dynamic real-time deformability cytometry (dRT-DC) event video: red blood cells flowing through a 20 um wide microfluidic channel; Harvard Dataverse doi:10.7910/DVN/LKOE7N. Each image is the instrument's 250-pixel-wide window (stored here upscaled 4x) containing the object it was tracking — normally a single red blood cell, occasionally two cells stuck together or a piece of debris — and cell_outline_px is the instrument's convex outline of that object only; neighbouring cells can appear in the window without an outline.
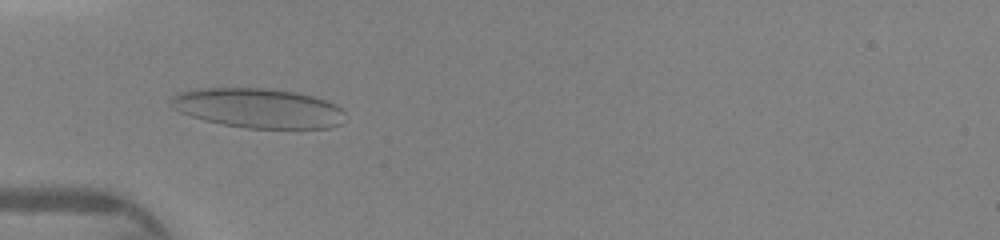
{"species": "human", "species_latin": "Homo sapiens", "temperature_condition": "warm", "stored_images_in_passage": 46, "camera_frame_rate_fps": 3000, "um_per_image_px": 0.085, "donor": {"sex": "female"}, "frame": {"image": 1, "passage_image": 15, "time_ms": 4.667, "image_size_px": [1000, 240], "cell_outline_px": [[344, 112], [340, 124], [332, 128], [244, 128], [220, 124], [204, 120], [180, 112], [168, 100], [176, 92], [196, 88], [268, 88], [296, 92], [316, 96], [328, 100], [336, 104]], "centroid_in_image_um": [21.94, 9.18], "position_along_channel_um": 63.1, "area_um2": 40.58}}
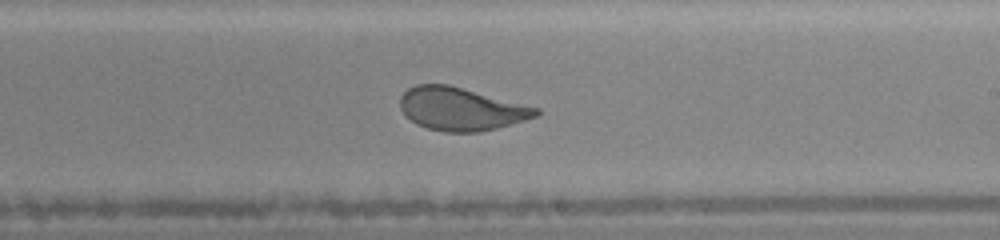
{"frame": {"image": 2, "passage_image": 28, "time_ms": 9.0, "image_size_px": [1000, 240], "cell_outline_px": [[540, 116], [496, 128], [480, 132], [444, 132], [428, 128], [416, 124], [400, 108], [400, 96], [408, 88], [416, 84], [448, 84], [540, 108]], "centroid_in_image_um": [39.21, 9.26], "position_along_channel_um": 249.8, "area_um2": 33.99}}
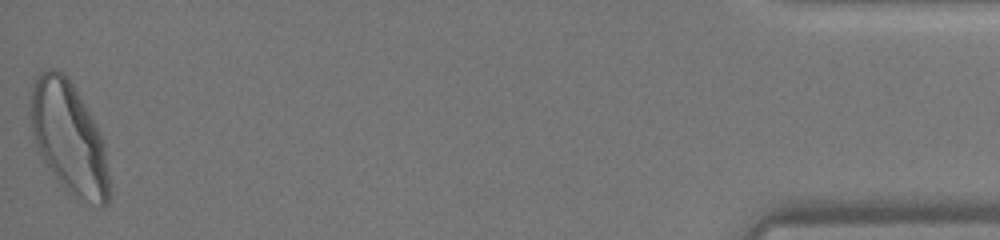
{"frame": {"image": 3, "passage_image": 46, "time_ms": 15.0, "image_size_px": [1000, 240], "cell_outline_px": [[108, 204], [104, 208], [100, 208], [80, 196], [56, 176], [44, 160], [40, 152], [32, 132], [32, 88], [36, 76], [40, 72], [48, 68], [56, 68], [64, 72], [68, 76], [88, 112], [104, 144], [108, 176]], "centroid_in_image_um": [5.86, 11.63], "position_along_channel_um": 429.3, "area_um2": 49.01}}